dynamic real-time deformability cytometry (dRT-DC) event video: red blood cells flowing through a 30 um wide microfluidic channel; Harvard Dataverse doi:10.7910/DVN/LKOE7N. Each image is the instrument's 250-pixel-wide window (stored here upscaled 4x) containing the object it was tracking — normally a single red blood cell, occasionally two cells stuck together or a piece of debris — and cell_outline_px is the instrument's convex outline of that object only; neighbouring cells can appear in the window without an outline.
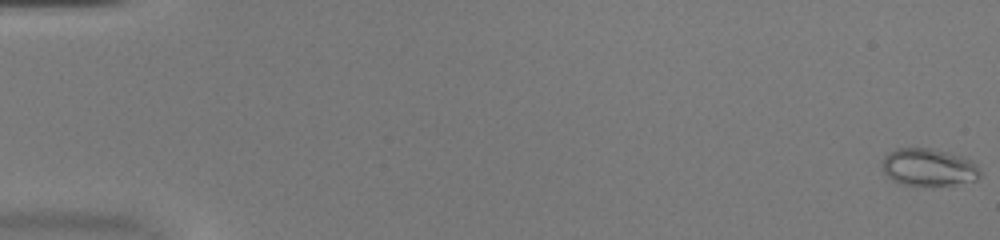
{"species": "common noctule bat (a hibernating species)", "species_latin": "Nyctalus noctula", "temperature_condition": "warm", "stored_images_in_passage": 18, "camera_frame_rate_fps": 3000, "um_per_image_px": 0.085, "animal": {"sex": "female", "body_mass_g": 20.0, "forearm_length_mm": 54.0}, "frame": {"image": 1, "passage_image": 1, "time_ms": 0.0, "image_size_px": [1000, 240], "cell_outline_px": [[980, 176], [976, 180], [952, 184], [900, 184], [892, 180], [884, 172], [880, 164], [884, 156], [888, 152], [896, 148], [932, 148], [960, 156], [972, 160], [980, 168]], "centroid_in_image_um": [78.9, 14.19], "position_along_channel_um": 6.1, "area_um2": 21.21}}